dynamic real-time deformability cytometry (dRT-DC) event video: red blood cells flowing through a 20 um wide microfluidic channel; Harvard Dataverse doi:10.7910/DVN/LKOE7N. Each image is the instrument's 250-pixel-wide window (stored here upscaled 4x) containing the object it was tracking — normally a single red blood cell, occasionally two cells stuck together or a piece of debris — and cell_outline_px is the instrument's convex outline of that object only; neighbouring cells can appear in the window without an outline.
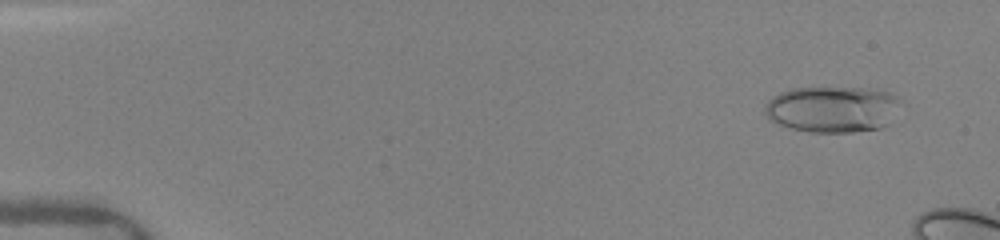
{"species": "human", "species_latin": "Homo sapiens", "temperature_condition": "warm", "stored_images_in_passage": 8, "camera_frame_rate_fps": 3000, "um_per_image_px": 0.085, "donor": {"sex": "female"}, "frame": {"image": 1, "passage_image": 2, "time_ms": 0.333, "image_size_px": [1000, 240], "cell_outline_px": [[908, 104], [888, 124], [880, 128], [852, 132], [808, 132], [792, 128], [780, 124], [764, 116], [764, 104], [772, 96], [780, 92], [792, 88], [860, 88], [888, 92], [904, 100]], "centroid_in_image_um": [70.84, 9.28], "position_along_channel_um": 14.2, "area_um2": 37.34}}